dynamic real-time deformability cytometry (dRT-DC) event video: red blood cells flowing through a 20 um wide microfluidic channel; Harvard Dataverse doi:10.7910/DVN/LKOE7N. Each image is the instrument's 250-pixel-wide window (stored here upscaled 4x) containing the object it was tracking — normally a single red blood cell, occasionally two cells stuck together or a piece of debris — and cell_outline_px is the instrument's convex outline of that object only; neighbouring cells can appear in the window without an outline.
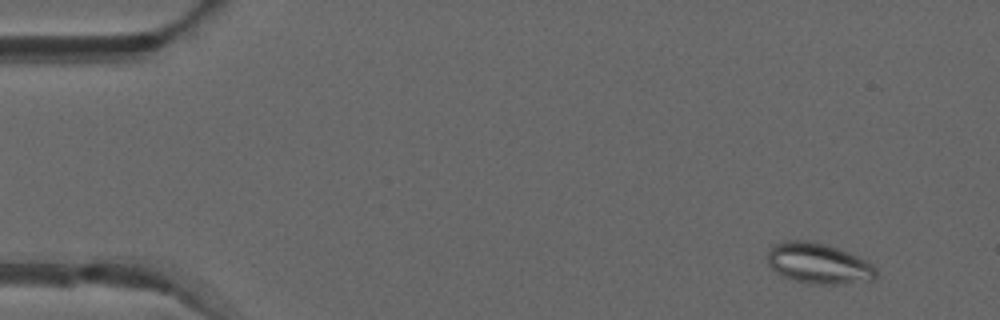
{"species": "common noctule bat (a hibernating species)", "species_latin": "Nyctalus noctula", "temperature_condition": "warm", "stored_images_in_passage": 52, "camera_frame_rate_fps": 3000, "um_per_image_px": 0.085, "animal": {"sex": "male", "forearm_length_mm": 52.5}, "frame": {"image": 1, "passage_image": 5, "time_ms": 1.333, "image_size_px": [1000, 320], "cell_outline_px": [[880, 276], [872, 280], [836, 284], [812, 284], [792, 280], [776, 272], [768, 264], [768, 248], [772, 244], [784, 240], [812, 240], [848, 252], [872, 264], [876, 268]], "centroid_in_image_um": [69.55, 22.38], "position_along_channel_um": 15.4, "area_um2": 25.89}}
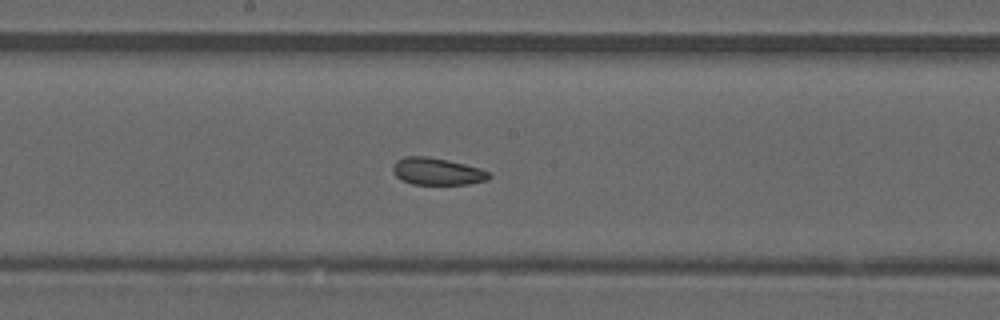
{"frame": {"image": 2, "passage_image": 28, "time_ms": 9.0, "image_size_px": [1000, 320], "cell_outline_px": [[492, 176], [488, 180], [468, 184], [412, 184], [396, 176], [392, 172], [392, 164], [396, 160], [404, 156], [428, 156], [448, 160], [480, 168], [488, 172]], "centroid_in_image_um": [37.13, 14.56], "position_along_channel_um": 211.1, "area_um2": 15.26}}
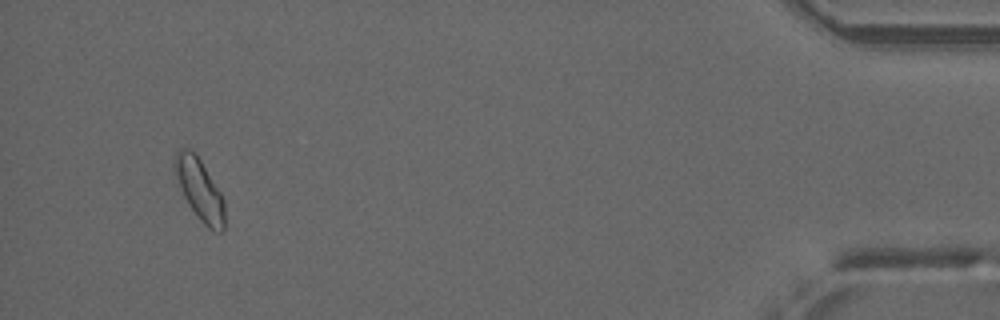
{"frame": {"image": 3, "passage_image": 49, "time_ms": 16.0, "image_size_px": [1000, 320], "cell_outline_px": [[224, 228], [220, 232], [216, 232], [208, 228], [200, 220], [188, 204], [172, 172], [172, 164], [176, 152], [180, 148], [188, 148], [200, 160], [220, 192], [224, 200]], "centroid_in_image_um": [16.92, 16.1], "position_along_channel_um": 418.3, "area_um2": 17.8}, "authors_computed_cell_mechanics": {"area_um2": 16.8487, "velocity_mm_per_s": 4.019, "shape_relaxation_time_tau1_ms": null, "shape_relaxation_time_tau2_ms": 2.1094, "deformation_change_tau1": null, "deformation_change_tau2": 0.0671}}